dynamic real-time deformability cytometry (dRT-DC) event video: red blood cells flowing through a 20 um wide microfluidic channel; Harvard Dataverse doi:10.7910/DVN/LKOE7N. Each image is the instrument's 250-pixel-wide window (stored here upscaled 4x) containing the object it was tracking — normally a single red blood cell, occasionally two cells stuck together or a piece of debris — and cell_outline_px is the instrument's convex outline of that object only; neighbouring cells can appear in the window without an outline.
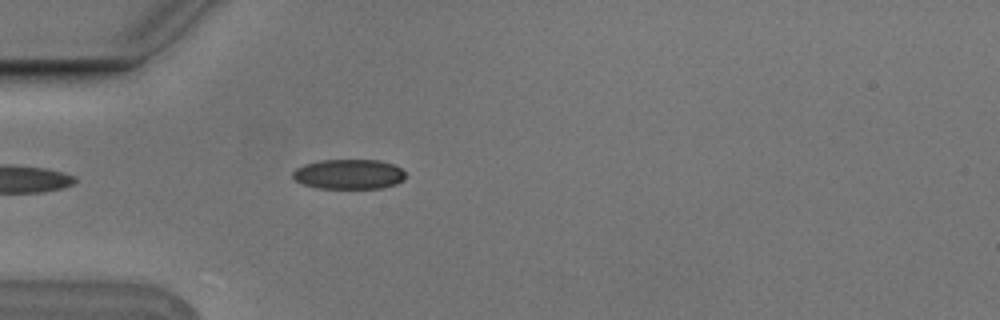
{"species": "Egyptian fruit bat (a non-hibernating species)", "species_latin": "Rousettus aegyptiacus", "temperature_condition": "cold", "stored_images_in_passage": 5, "camera_frame_rate_fps": 3000, "um_per_image_px": 0.085, "animal": {"sex": "male"}, "frame": {"image": 1, "passage_image": 5, "time_ms": 1.333, "image_size_px": [1000, 320], "cell_outline_px": [[408, 176], [404, 180], [396, 184], [384, 188], [316, 188], [304, 184], [296, 180], [292, 176], [292, 172], [296, 168], [304, 164], [320, 160], [380, 160], [392, 164], [400, 168]], "centroid_in_image_um": [29.68, 14.81], "position_along_channel_um": 55.3, "area_um2": 19.77}}